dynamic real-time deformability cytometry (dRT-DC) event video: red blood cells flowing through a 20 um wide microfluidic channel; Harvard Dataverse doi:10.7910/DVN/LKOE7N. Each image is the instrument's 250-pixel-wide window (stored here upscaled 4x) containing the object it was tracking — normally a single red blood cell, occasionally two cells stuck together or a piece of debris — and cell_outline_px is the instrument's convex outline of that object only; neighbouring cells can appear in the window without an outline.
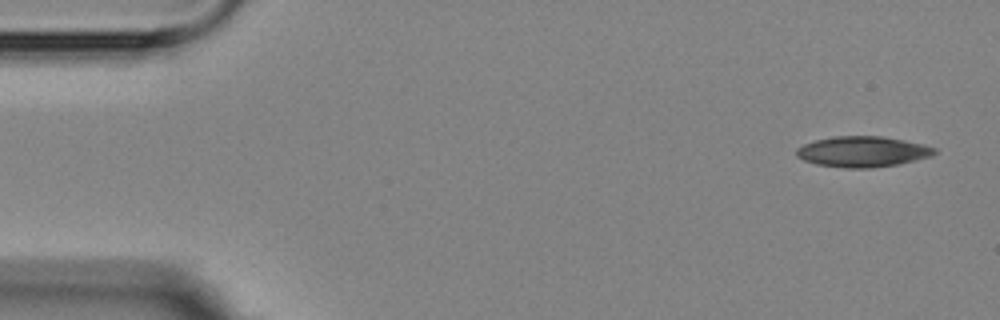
{"species": "Egyptian fruit bat (a non-hibernating species)", "species_latin": "Rousettus aegyptiacus", "temperature_condition": "room temperature", "stored_images_in_passage": 4, "camera_frame_rate_fps": 3000, "um_per_image_px": 0.085, "animal": {"sex": "female"}, "frame": {"image": 1, "passage_image": 1, "time_ms": 0.0, "image_size_px": [1000, 320], "cell_outline_px": [[936, 152], [932, 156], [916, 160], [896, 164], [872, 168], [844, 168], [816, 164], [804, 160], [796, 156], [796, 148], [804, 144], [816, 140], [832, 136], [880, 136], [904, 140], [924, 144], [936, 148]], "centroid_in_image_um": [73.32, 12.89], "position_along_channel_um": 11.7, "area_um2": 24.68}}